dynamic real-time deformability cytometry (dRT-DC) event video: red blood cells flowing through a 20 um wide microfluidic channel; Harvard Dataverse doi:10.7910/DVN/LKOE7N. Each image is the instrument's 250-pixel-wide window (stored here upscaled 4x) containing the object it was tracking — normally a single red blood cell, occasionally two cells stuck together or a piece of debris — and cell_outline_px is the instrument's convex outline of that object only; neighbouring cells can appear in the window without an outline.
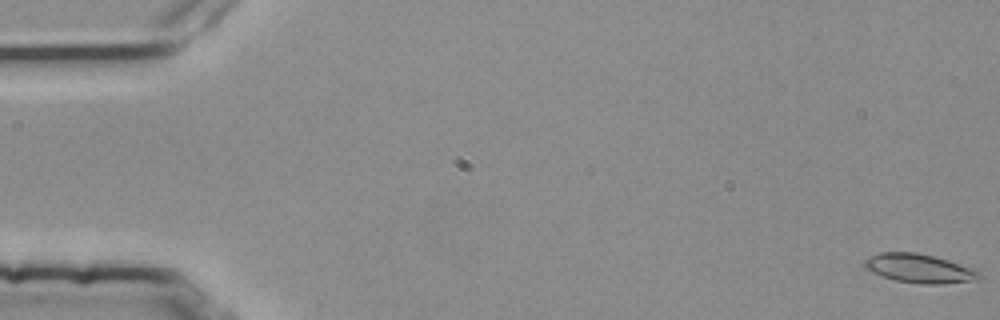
{"species": "common noctule bat (a hibernating species)", "species_latin": "Nyctalus noctula", "temperature_condition": "room temperature", "stored_images_in_passage": 53, "camera_frame_rate_fps": 3000, "um_per_image_px": 0.085, "animal": {"sex": "female", "body_mass_g": 25.1}, "frame": {"image": 1, "passage_image": 1, "time_ms": 0.0, "image_size_px": [1000, 320], "cell_outline_px": [[980, 276], [968, 280], [940, 284], [920, 284], [896, 280], [880, 276], [864, 268], [864, 260], [868, 256], [880, 252], [916, 252], [948, 260], [976, 268], [980, 272]], "centroid_in_image_um": [78.07, 22.8], "position_along_channel_um": 6.9, "area_um2": 19.25}}
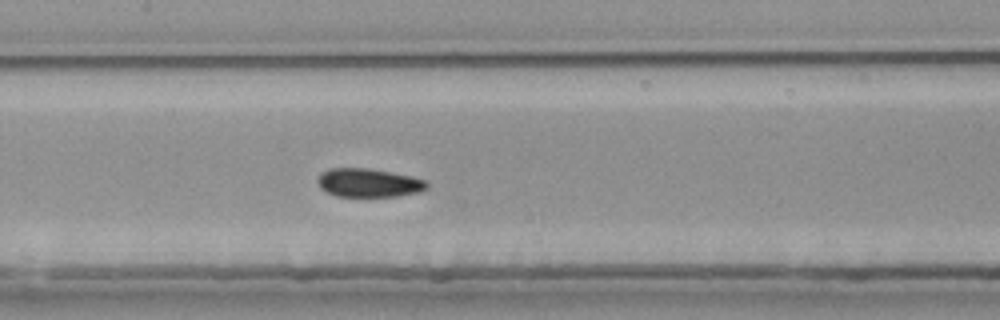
{"frame": {"image": 2, "passage_image": 27, "time_ms": 8.667, "image_size_px": [1000, 320], "cell_outline_px": [[428, 188], [420, 192], [396, 196], [336, 196], [320, 188], [316, 180], [320, 172], [328, 168], [368, 168], [392, 172], [412, 176], [428, 180]], "centroid_in_image_um": [31.34, 15.52], "position_along_channel_um": 176.1, "area_um2": 18.44}}
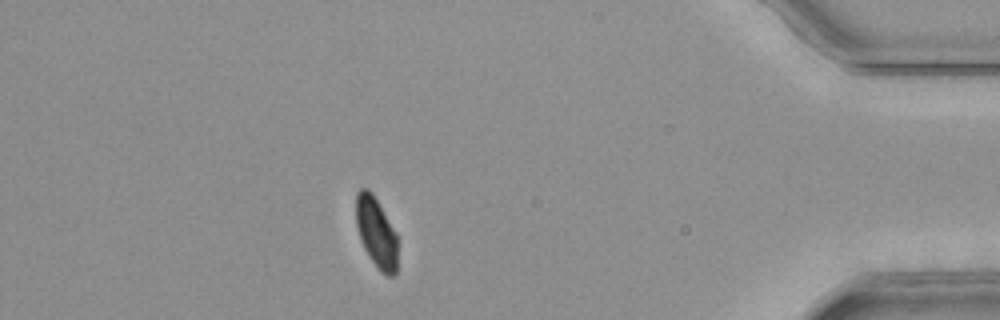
{"frame": {"image": 3, "passage_image": 49, "time_ms": 16.0, "image_size_px": [1000, 320], "cell_outline_px": [[396, 276], [388, 276], [380, 272], [368, 256], [360, 240], [356, 224], [356, 192], [360, 188], [368, 188], [372, 192], [396, 232]], "centroid_in_image_um": [31.96, 19.76], "position_along_channel_um": 403.2, "area_um2": 17.11}, "authors_computed_cell_mechanics": {"area_um2": 18.7272, "velocity_mm_per_s": 3.7613, "shape_relaxation_time_tau1_ms": 6.6605, "shape_relaxation_time_tau2_ms": 0.9273, "deformation_change_tau1": 0.1285, "deformation_change_tau2": 0.0445}}